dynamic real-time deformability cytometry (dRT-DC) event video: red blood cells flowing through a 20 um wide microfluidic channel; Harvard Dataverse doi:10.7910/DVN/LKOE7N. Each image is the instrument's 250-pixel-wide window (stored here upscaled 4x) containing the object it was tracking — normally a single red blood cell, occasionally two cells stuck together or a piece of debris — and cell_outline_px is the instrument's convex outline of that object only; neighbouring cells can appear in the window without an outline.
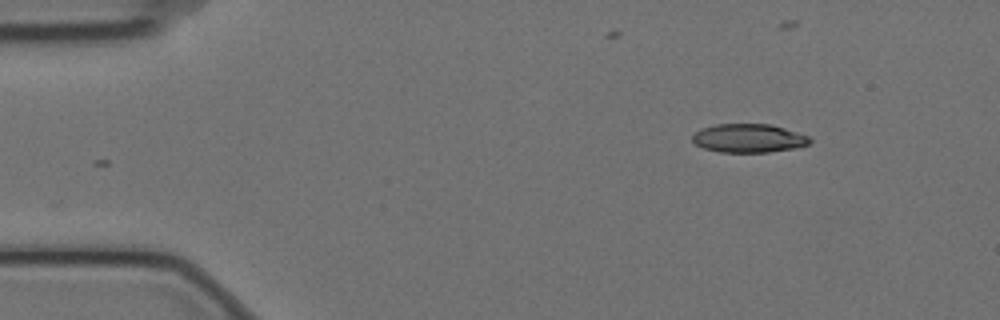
{"species": "Egyptian fruit bat (a non-hibernating species)", "species_latin": "Rousettus aegyptiacus", "temperature_condition": "cold", "stored_images_in_passage": 2, "camera_frame_rate_fps": 3000, "um_per_image_px": 0.085, "animal": {"sex": "female"}, "frame": {"image": 1, "passage_image": 2, "time_ms": 0.333, "image_size_px": [1000, 320], "cell_outline_px": [[812, 140], [808, 144], [796, 148], [768, 152], [720, 152], [704, 148], [696, 144], [692, 140], [692, 136], [700, 128], [716, 124], [772, 124], [808, 136]], "centroid_in_image_um": [63.63, 11.74], "position_along_channel_um": 21.4, "area_um2": 19.54}}